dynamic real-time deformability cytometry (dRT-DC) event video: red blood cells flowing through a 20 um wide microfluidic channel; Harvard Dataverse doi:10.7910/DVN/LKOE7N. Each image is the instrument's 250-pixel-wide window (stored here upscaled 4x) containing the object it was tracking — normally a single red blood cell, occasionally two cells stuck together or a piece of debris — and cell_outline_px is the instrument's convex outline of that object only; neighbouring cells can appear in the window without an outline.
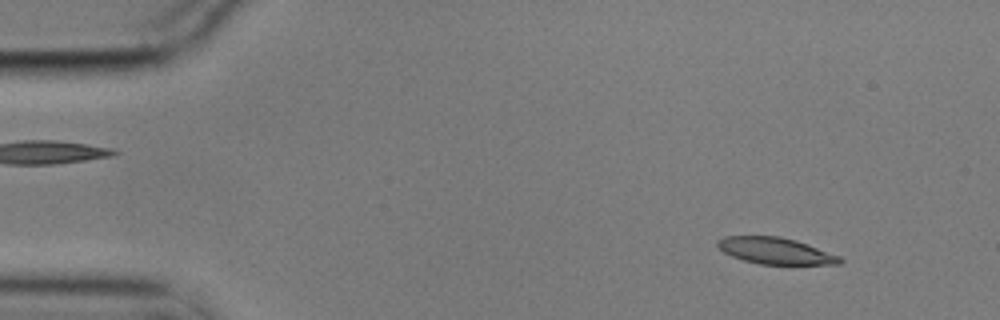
{"species": "common noctule bat (a hibernating species)", "species_latin": "Nyctalus noctula", "temperature_condition": "cold", "stored_images_in_passage": 18, "camera_frame_rate_fps": 3000, "um_per_image_px": 0.085, "animal": {"sex": "male", "body_mass_g": 17.9}, "frame": {"image": 1, "passage_image": 5, "time_ms": 1.333, "image_size_px": [1000, 320], "cell_outline_px": [[844, 260], [840, 264], [760, 264], [744, 260], [732, 256], [724, 252], [716, 244], [716, 240], [724, 236], [780, 236], [796, 240], [840, 256]], "centroid_in_image_um": [65.91, 21.31], "position_along_channel_um": 19.1, "area_um2": 18.79}}
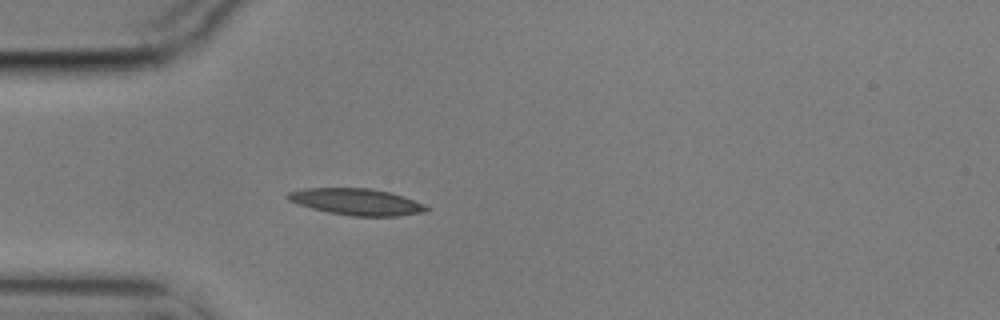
{"frame": {"image": 2, "passage_image": 15, "time_ms": 4.667, "image_size_px": [1000, 320], "cell_outline_px": [[432, 208], [428, 212], [396, 216], [352, 216], [328, 212], [312, 208], [288, 200], [284, 196], [288, 192], [304, 188], [368, 188], [388, 192], [424, 204]], "centroid_in_image_um": [30.31, 17.16], "position_along_channel_um": 54.7, "area_um2": 21.33}}